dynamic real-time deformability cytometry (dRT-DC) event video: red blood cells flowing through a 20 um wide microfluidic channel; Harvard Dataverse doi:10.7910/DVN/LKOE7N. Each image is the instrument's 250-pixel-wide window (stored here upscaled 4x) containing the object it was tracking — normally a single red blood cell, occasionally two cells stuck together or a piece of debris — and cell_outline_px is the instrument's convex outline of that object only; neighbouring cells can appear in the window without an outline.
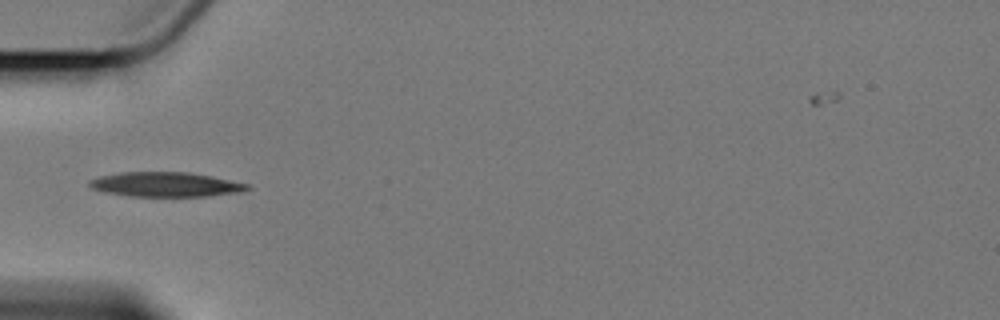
{"species": "Egyptian fruit bat (a non-hibernating species)", "species_latin": "Rousettus aegyptiacus", "temperature_condition": "cold", "stored_images_in_passage": 9, "camera_frame_rate_fps": 3000, "um_per_image_px": 0.085, "animal": {"sex": "female"}, "frame": {"image": 1, "passage_image": 5, "time_ms": 5.0, "image_size_px": [1000, 320], "cell_outline_px": [[252, 188], [240, 192], [208, 196], [128, 196], [104, 192], [92, 188], [88, 184], [88, 180], [100, 176], [120, 172], [188, 172], [212, 176], [248, 184]], "centroid_in_image_um": [14.06, 15.68], "position_along_channel_um": 70.9, "area_um2": 22.66}}
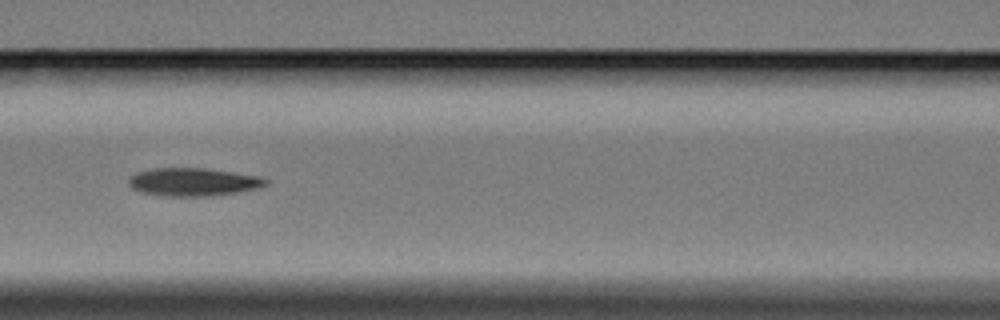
{"frame": {"image": 2, "passage_image": 7, "time_ms": 7.333, "image_size_px": [1000, 320], "cell_outline_px": [[268, 184], [256, 188], [236, 192], [204, 196], [164, 196], [140, 192], [132, 188], [128, 184], [128, 180], [136, 172], [152, 168], [204, 168], [260, 176], [268, 180]], "centroid_in_image_um": [16.38, 15.46], "position_along_channel_um": 150.2, "area_um2": 22.25}}
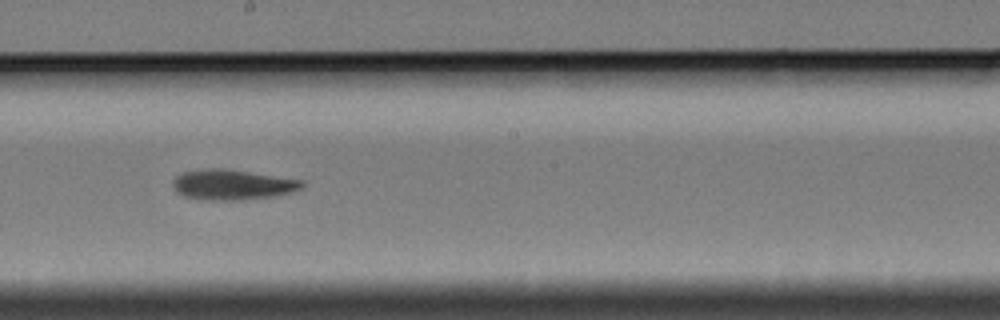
{"frame": {"image": 3, "passage_image": 9, "time_ms": 9.667, "image_size_px": [1000, 320], "cell_outline_px": [[304, 184], [300, 188], [292, 192], [276, 196], [240, 200], [200, 200], [184, 196], [176, 192], [172, 184], [172, 180], [176, 176], [184, 172], [208, 168], [220, 168], [304, 180]], "centroid_in_image_um": [19.72, 15.71], "position_along_channel_um": 228.5, "area_um2": 22.77}}